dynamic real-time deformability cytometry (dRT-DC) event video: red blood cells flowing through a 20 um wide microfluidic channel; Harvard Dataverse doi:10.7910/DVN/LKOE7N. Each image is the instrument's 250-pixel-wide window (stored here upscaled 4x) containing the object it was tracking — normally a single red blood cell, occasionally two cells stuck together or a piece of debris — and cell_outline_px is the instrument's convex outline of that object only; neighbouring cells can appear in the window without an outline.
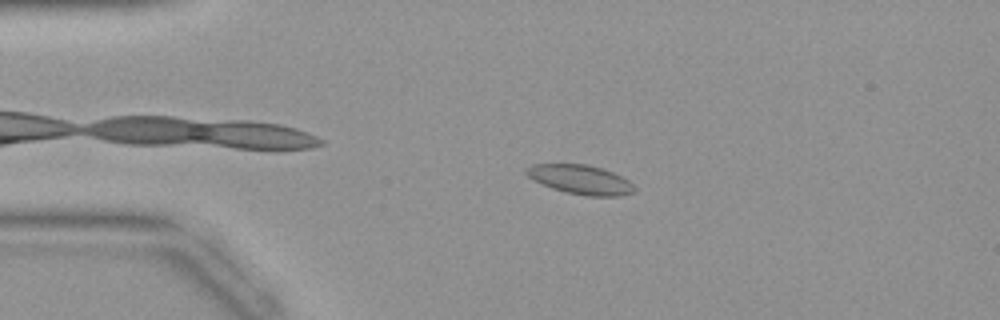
{"species": "common noctule bat (a hibernating species)", "species_latin": "Nyctalus noctula", "temperature_condition": "warm", "stored_images_in_passage": 40, "camera_frame_rate_fps": 3000, "um_per_image_px": 0.085, "animal": {"sex": "female", "body_mass_g": 19.9}, "frame": {"image": 1, "passage_image": 6, "time_ms": 1.667, "image_size_px": [1000, 320], "cell_outline_px": [[636, 188], [632, 192], [620, 196], [584, 196], [564, 192], [552, 188], [528, 176], [524, 172], [524, 168], [532, 164], [588, 164], [604, 168], [628, 180]], "centroid_in_image_um": [49.33, 15.25], "position_along_channel_um": 35.7, "area_um2": 18.44}}
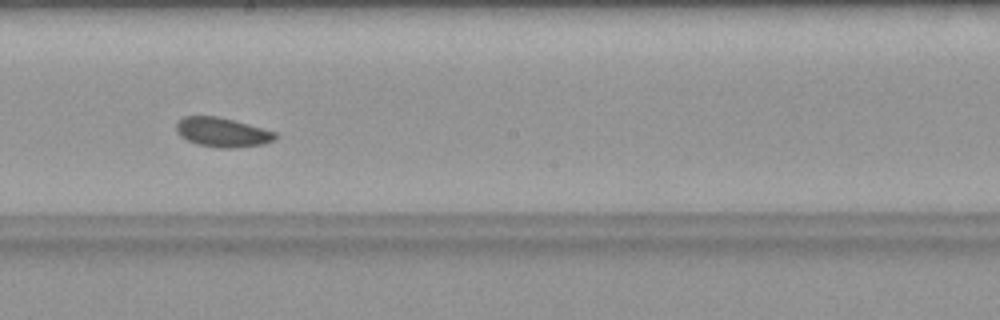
{"frame": {"image": 2, "passage_image": 21, "time_ms": 6.667, "image_size_px": [1000, 320], "cell_outline_px": [[276, 136], [272, 140], [264, 144], [232, 148], [220, 148], [196, 144], [180, 136], [176, 132], [176, 124], [184, 116], [216, 116], [248, 124], [276, 132]], "centroid_in_image_um": [18.86, 11.25], "position_along_channel_um": 229.3, "area_um2": 16.76}}
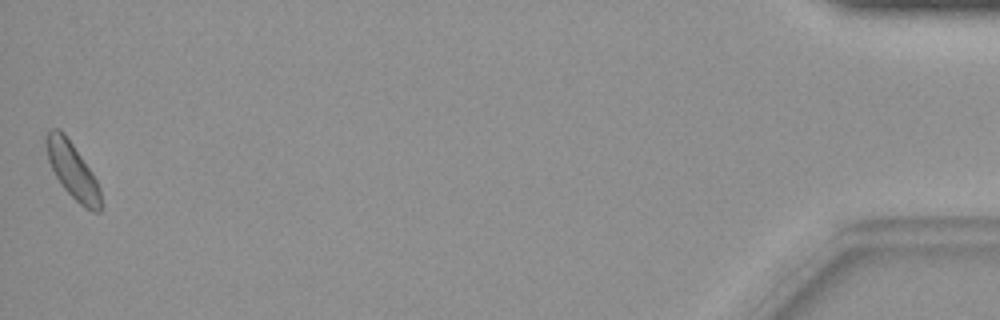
{"frame": {"image": 3, "passage_image": 40, "time_ms": 13.0, "image_size_px": [1000, 320], "cell_outline_px": [[100, 212], [92, 212], [80, 204], [60, 184], [48, 160], [44, 144], [44, 136], [48, 128], [60, 128], [64, 132], [92, 172], [100, 188]], "centroid_in_image_um": [6.11, 14.42], "position_along_channel_um": 429.1, "area_um2": 17.8}}